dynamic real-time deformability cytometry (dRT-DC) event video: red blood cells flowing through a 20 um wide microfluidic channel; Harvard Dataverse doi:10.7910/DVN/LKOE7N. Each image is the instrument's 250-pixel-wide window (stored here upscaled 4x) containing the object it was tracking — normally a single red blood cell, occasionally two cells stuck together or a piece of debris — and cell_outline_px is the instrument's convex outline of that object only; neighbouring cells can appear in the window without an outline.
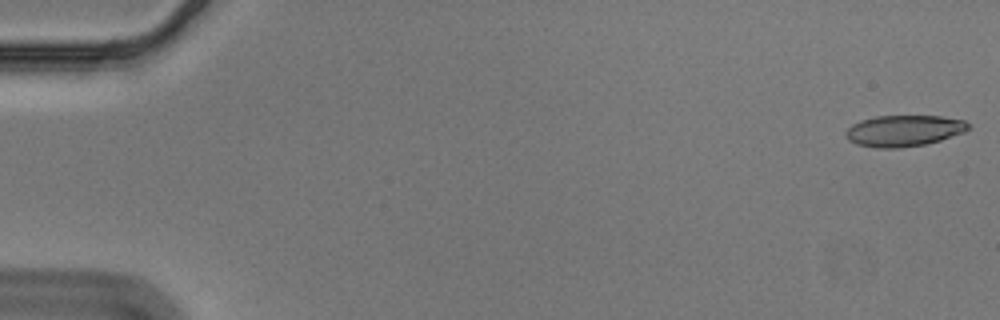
{"species": "Egyptian fruit bat (a non-hibernating species)", "species_latin": "Rousettus aegyptiacus", "temperature_condition": "cold", "stored_images_in_passage": 56, "camera_frame_rate_fps": 3000, "um_per_image_px": 0.085, "animal": {"sex": "male"}, "frame": {"image": 1, "passage_image": 1, "time_ms": 0.0, "image_size_px": [1000, 320], "cell_outline_px": [[968, 128], [964, 132], [940, 140], [924, 144], [900, 148], [876, 148], [856, 144], [848, 140], [844, 136], [844, 132], [852, 124], [860, 120], [876, 116], [940, 116], [964, 120], [968, 124]], "centroid_in_image_um": [76.77, 11.11], "position_along_channel_um": 8.2, "area_um2": 22.31}}
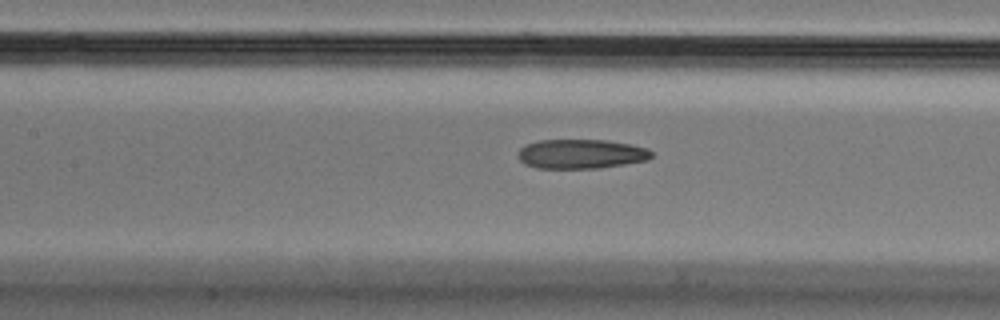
{"frame": {"image": 2, "passage_image": 26, "time_ms": 8.333, "image_size_px": [1000, 320], "cell_outline_px": [[652, 156], [648, 160], [624, 164], [596, 168], [536, 168], [524, 164], [516, 156], [520, 148], [524, 144], [536, 140], [608, 140], [632, 144], [648, 148], [652, 152]], "centroid_in_image_um": [49.36, 13.07], "position_along_channel_um": 158.0, "area_um2": 23.12}}
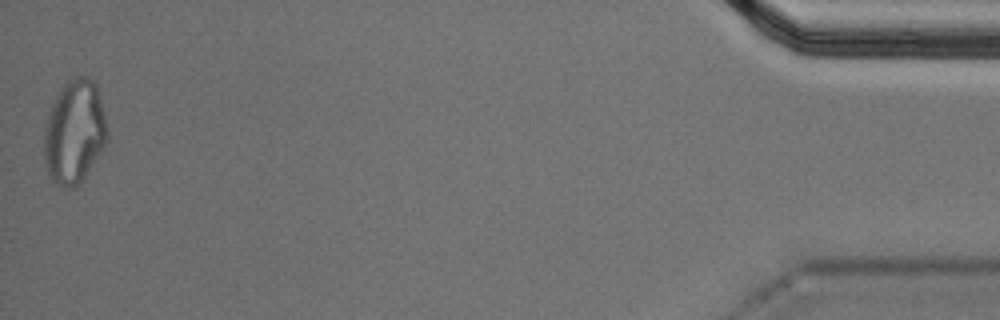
{"frame": {"image": 3, "passage_image": 56, "time_ms": 18.333, "image_size_px": [1000, 320], "cell_outline_px": [[108, 140], [76, 188], [64, 188], [52, 180], [48, 176], [44, 160], [44, 128], [52, 104], [64, 84], [68, 80], [76, 76], [88, 76], [96, 84], [108, 132]], "centroid_in_image_um": [6.31, 11.23], "position_along_channel_um": 428.9, "area_um2": 37.86}, "authors_computed_cell_mechanics": {"area_um2": 23.7558, "velocity_mm_per_s": 3.5801, "shape_relaxation_time_tau1_ms": null, "shape_relaxation_time_tau2_ms": 4.3183, "deformation_change_tau1": null, "deformation_change_tau2": 0.1234}}